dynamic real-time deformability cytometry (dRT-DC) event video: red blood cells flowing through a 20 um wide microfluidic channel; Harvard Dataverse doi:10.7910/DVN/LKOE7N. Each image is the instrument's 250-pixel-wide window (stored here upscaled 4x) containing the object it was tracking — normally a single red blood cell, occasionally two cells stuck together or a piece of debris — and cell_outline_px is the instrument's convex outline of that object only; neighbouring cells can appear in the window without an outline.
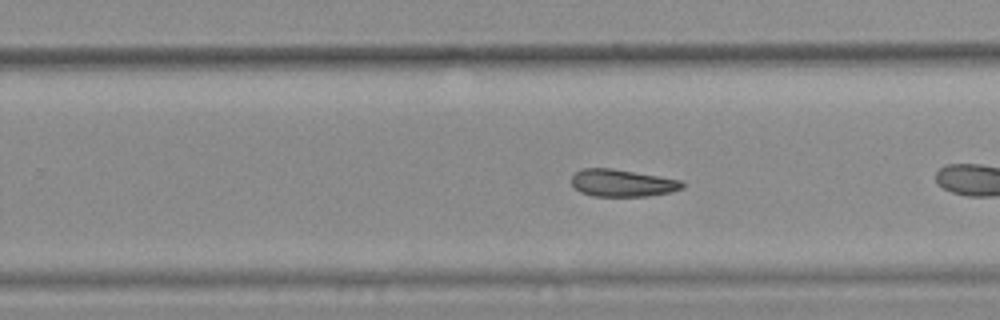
{"species": "common noctule bat (a hibernating species)", "species_latin": "Nyctalus noctula", "temperature_condition": "warm", "stored_images_in_passage": 31, "camera_frame_rate_fps": 3000, "um_per_image_px": 0.085, "animal": {"sex": "female", "body_mass_g": 25.1}, "frame": {"image": 1, "passage_image": 18, "time_ms": 5.667, "image_size_px": [1000, 320], "cell_outline_px": [[684, 188], [672, 192], [648, 196], [592, 196], [580, 192], [572, 184], [572, 176], [580, 168], [612, 168], [684, 180]], "centroid_in_image_um": [52.93, 15.55], "position_along_channel_um": 276.9, "area_um2": 17.8}, "authors_computed_cell_mechanics": {"area_um2": 18.4382, "velocity_mm_per_s": 3.6955, "shape_relaxation_time_tau1_ms": null, "shape_relaxation_time_tau2_ms": 10.7959, "deformation_change_tau1": null, "deformation_change_tau2": 0.1862}}